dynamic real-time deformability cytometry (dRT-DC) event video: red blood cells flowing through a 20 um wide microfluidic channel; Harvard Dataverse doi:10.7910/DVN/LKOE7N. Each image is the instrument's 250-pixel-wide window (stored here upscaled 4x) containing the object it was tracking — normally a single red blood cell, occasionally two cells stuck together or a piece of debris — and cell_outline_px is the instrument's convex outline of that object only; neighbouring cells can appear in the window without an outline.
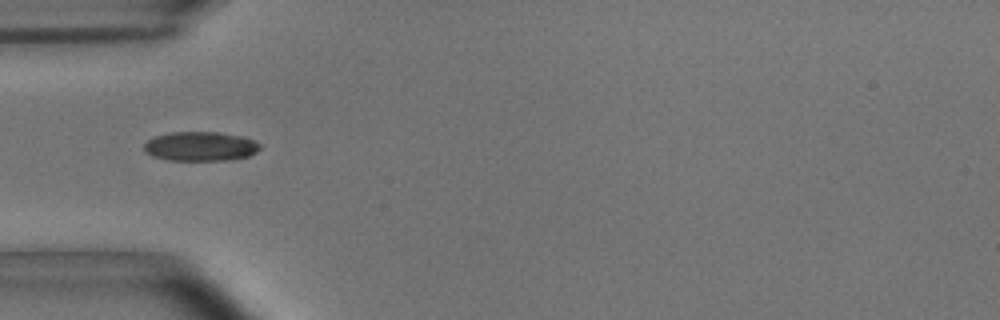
{"species": "common noctule bat (a hibernating species)", "species_latin": "Nyctalus noctula", "temperature_condition": "room temperature", "stored_images_in_passage": 38, "camera_frame_rate_fps": 3000, "um_per_image_px": 0.085, "animal": {"sex": "male", "body_mass_g": 15.6}, "frame": {"image": 1, "passage_image": 1, "time_ms": 0.0, "image_size_px": [1000, 320], "cell_outline_px": [[260, 148], [256, 152], [248, 156], [228, 160], [168, 160], [152, 156], [144, 152], [144, 144], [148, 140], [156, 136], [168, 132], [220, 132], [240, 136], [252, 140], [260, 144]], "centroid_in_image_um": [17.0, 12.44], "position_along_channel_um": 68.0, "area_um2": 19.77}}
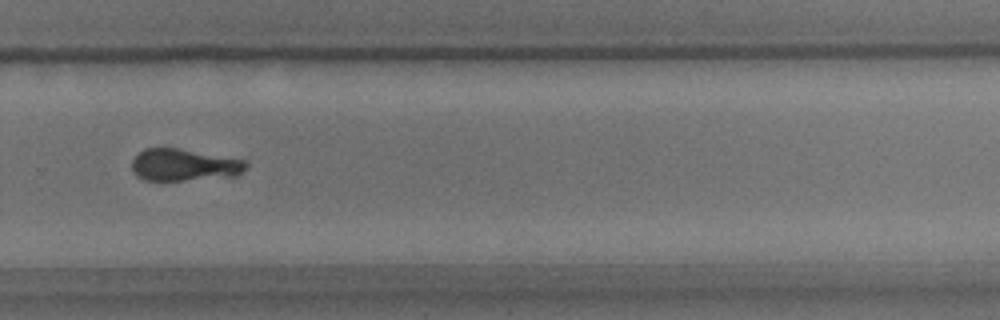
{"frame": {"image": 2, "passage_image": 21, "time_ms": 6.667, "image_size_px": [1000, 320], "cell_outline_px": [[248, 164], [244, 172], [236, 176], [184, 180], [144, 180], [136, 176], [132, 172], [132, 160], [144, 148], [180, 148], [248, 160]], "centroid_in_image_um": [15.68, 14.01], "position_along_channel_um": 314.1, "area_um2": 21.62}}
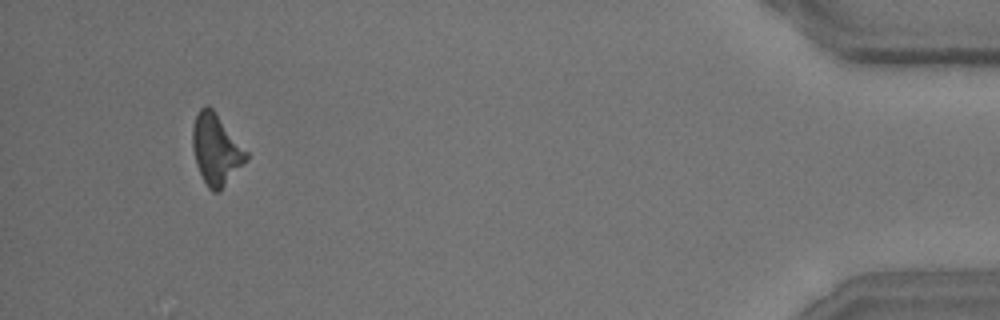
{"frame": {"image": 3, "passage_image": 35, "time_ms": 11.333, "image_size_px": [1000, 320], "cell_outline_px": [[248, 160], [220, 192], [212, 192], [208, 188], [196, 164], [192, 148], [192, 128], [196, 116], [200, 108], [204, 104], [208, 104], [216, 112], [248, 152]], "centroid_in_image_um": [18.37, 12.71], "position_along_channel_um": 416.8, "area_um2": 22.37}, "authors_computed_cell_mechanics": {"area_um2": 22.0218, "velocity_mm_per_s": 3.6855, "shape_relaxation_time_tau1_ms": 1.6494, "shape_relaxation_time_tau2_ms": 1.8965, "deformation_change_tau1": 0.0417, "deformation_change_tau2": 0.0651}}